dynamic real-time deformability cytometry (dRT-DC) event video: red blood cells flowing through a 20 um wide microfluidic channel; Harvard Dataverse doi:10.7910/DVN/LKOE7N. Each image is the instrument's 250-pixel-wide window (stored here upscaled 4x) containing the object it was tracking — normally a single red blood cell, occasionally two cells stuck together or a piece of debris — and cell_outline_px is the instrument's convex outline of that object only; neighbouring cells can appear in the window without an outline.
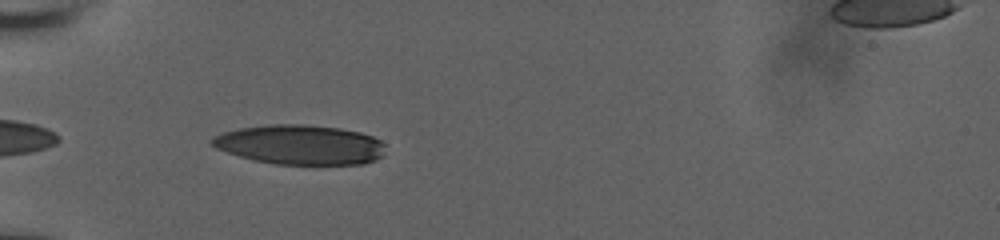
{"species": "human", "species_latin": "Homo sapiens", "temperature_condition": "room temperature", "stored_images_in_passage": 22, "camera_frame_rate_fps": 3000, "um_per_image_px": 0.085, "donor": {"sex": "male"}, "frame": {"image": 1, "passage_image": 2, "time_ms": 0.333, "image_size_px": [1000, 240], "cell_outline_px": [[384, 156], [376, 160], [364, 164], [276, 164], [252, 160], [216, 148], [208, 140], [212, 136], [224, 132], [240, 128], [268, 124], [308, 124], [340, 128], [360, 132], [372, 136], [380, 140], [384, 144]], "centroid_in_image_um": [25.52, 12.29], "position_along_channel_um": 59.5, "area_um2": 40.34}}
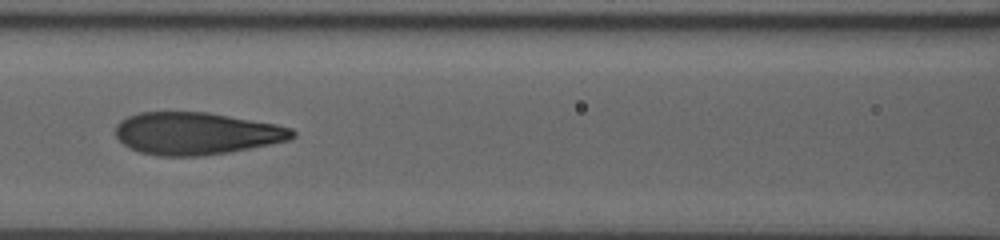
{"frame": {"image": 2, "passage_image": 10, "time_ms": 3.0, "image_size_px": [1000, 240], "cell_outline_px": [[296, 136], [288, 140], [272, 144], [228, 152], [200, 156], [160, 156], [140, 152], [128, 148], [116, 136], [116, 124], [120, 120], [128, 116], [140, 112], [208, 112], [276, 124], [292, 128], [296, 132]], "centroid_in_image_um": [16.69, 11.34], "position_along_channel_um": 149.9, "area_um2": 43.7}}
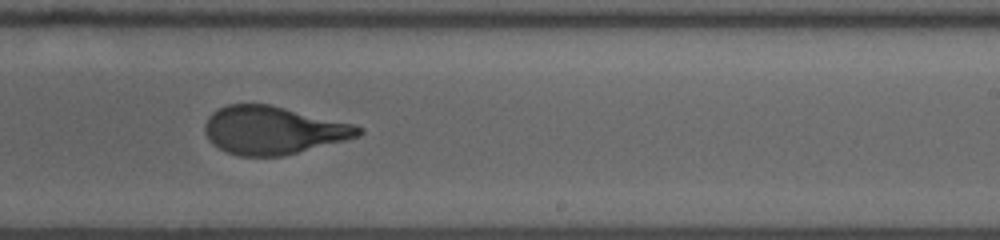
{"frame": {"image": 3, "passage_image": 19, "time_ms": 6.0, "image_size_px": [1000, 240], "cell_outline_px": [[364, 132], [360, 136], [284, 156], [240, 156], [228, 152], [212, 144], [204, 132], [204, 124], [208, 116], [212, 112], [228, 104], [268, 104], [352, 124], [364, 128]], "centroid_in_image_um": [23.19, 11.08], "position_along_channel_um": 265.8, "area_um2": 42.66}}